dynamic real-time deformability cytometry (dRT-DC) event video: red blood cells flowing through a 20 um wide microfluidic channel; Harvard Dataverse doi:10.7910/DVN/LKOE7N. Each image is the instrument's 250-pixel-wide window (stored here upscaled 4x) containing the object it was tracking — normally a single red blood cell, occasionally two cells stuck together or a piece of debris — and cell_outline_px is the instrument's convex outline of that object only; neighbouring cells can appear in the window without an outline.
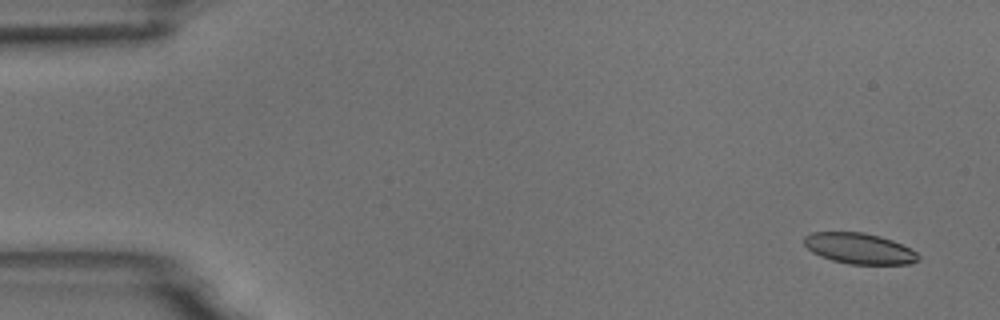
{"species": "common noctule bat (a hibernating species)", "species_latin": "Nyctalus noctula", "temperature_condition": "room temperature", "stored_images_in_passage": 6, "segment_of_instrument_passage": [1, 2], "camera_frame_rate_fps": 3000, "um_per_image_px": 0.085, "animal": {"sex": "male", "body_mass_g": 18.8}, "frame": {"image": 1, "passage_image": 1, "time_ms": 0.0, "image_size_px": [1000, 320], "cell_outline_px": [[920, 260], [912, 264], [848, 264], [832, 260], [820, 256], [812, 252], [804, 244], [804, 236], [812, 232], [864, 232], [880, 236], [892, 240], [916, 252], [920, 256]], "centroid_in_image_um": [73.04, 21.12], "position_along_channel_um": 12.0, "area_um2": 20.52}}
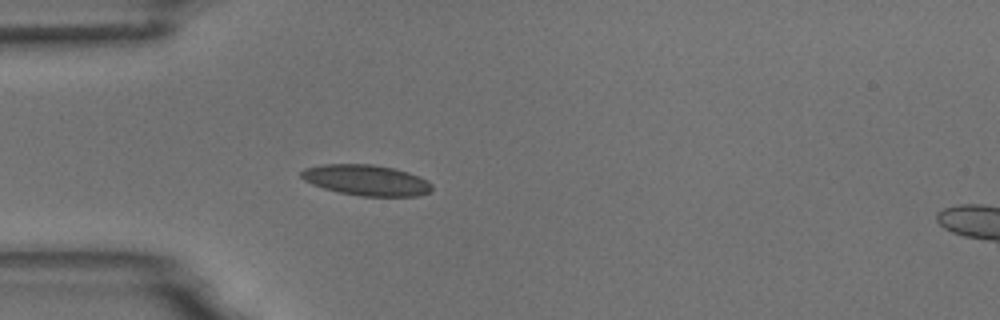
{"frame": {"image": 2, "passage_image": 5, "time_ms": 4.333, "image_size_px": [1000, 320], "cell_outline_px": [[432, 192], [420, 196], [360, 196], [340, 192], [324, 188], [312, 184], [304, 180], [300, 176], [300, 172], [304, 168], [320, 164], [372, 164], [392, 168], [408, 172], [428, 180], [432, 184]], "centroid_in_image_um": [31.15, 15.31], "position_along_channel_um": 53.9, "area_um2": 23.52}}